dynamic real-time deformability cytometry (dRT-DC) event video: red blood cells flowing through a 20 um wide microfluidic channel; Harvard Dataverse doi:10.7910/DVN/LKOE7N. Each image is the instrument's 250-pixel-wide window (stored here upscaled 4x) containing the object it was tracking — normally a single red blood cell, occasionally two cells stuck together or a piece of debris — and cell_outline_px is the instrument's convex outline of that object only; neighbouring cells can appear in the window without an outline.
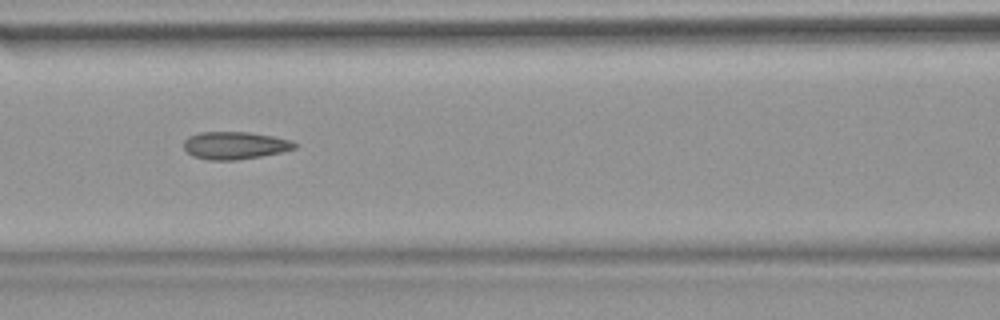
{"species": "common noctule bat (a hibernating species)", "species_latin": "Nyctalus noctula", "temperature_condition": "warm", "stored_images_in_passage": 54, "camera_frame_rate_fps": 3000, "um_per_image_px": 0.085, "animal": {"sex": "female", "body_mass_g": 18.4}, "frame": {"image": 1, "passage_image": 24, "time_ms": 7.667, "image_size_px": [1000, 320], "cell_outline_px": [[296, 148], [280, 152], [260, 156], [236, 160], [208, 160], [192, 156], [184, 148], [184, 140], [188, 136], [200, 132], [248, 132], [272, 136], [292, 140], [296, 144]], "centroid_in_image_um": [19.94, 12.36], "position_along_channel_um": 146.7, "area_um2": 17.74}, "authors_computed_cell_mechanics": {"area_um2": 17.9469, "velocity_mm_per_s": 3.8013, "shape_relaxation_time_tau1_ms": null, "shape_relaxation_time_tau2_ms": 2.5974, "deformation_change_tau1": null, "deformation_change_tau2": 0.0979}}